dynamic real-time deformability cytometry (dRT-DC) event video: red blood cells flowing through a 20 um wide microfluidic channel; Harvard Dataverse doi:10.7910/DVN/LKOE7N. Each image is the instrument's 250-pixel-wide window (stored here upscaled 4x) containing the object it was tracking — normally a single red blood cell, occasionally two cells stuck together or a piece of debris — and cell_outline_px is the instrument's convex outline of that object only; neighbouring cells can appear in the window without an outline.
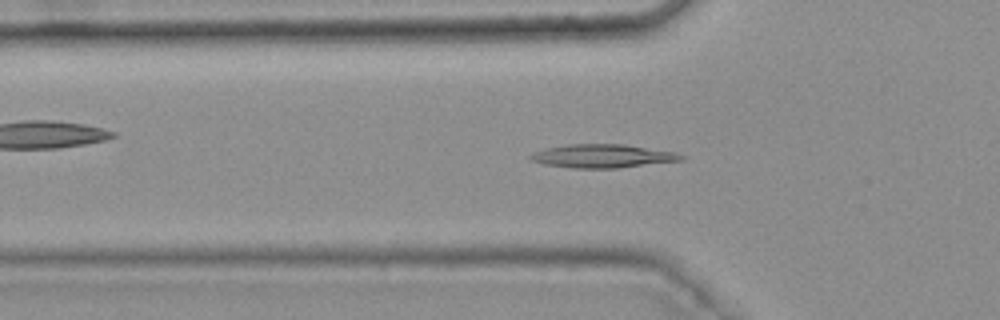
{"species": "common noctule bat (a hibernating species)", "species_latin": "Nyctalus noctula", "temperature_condition": "warm", "stored_images_in_passage": 31, "camera_frame_rate_fps": 3000, "um_per_image_px": 0.085, "animal": {"sex": "female", "body_mass_g": 25.1}, "frame": {"image": 1, "passage_image": 5, "time_ms": 1.333, "image_size_px": [1000, 320], "cell_outline_px": [[684, 160], [620, 168], [572, 168], [544, 164], [532, 160], [528, 156], [532, 152], [544, 148], [568, 144], [624, 144], [676, 152], [684, 156]], "centroid_in_image_um": [51.22, 13.26], "position_along_channel_um": 74.6, "area_um2": 20.75}}
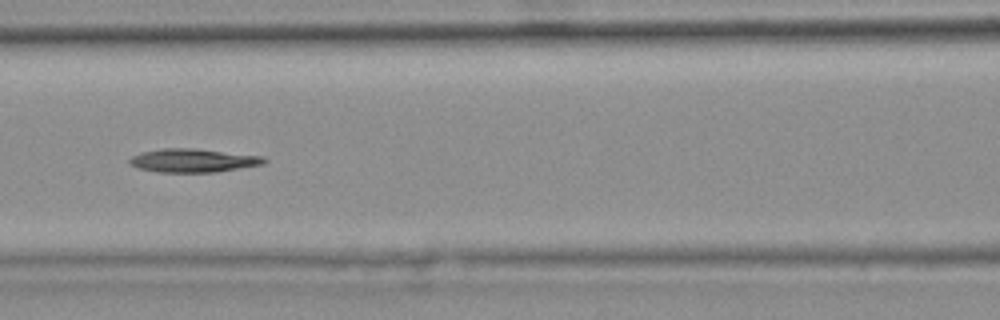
{"frame": {"image": 2, "passage_image": 11, "time_ms": 3.333, "image_size_px": [1000, 320], "cell_outline_px": [[268, 160], [264, 164], [216, 172], [160, 172], [140, 168], [128, 164], [128, 160], [132, 156], [140, 152], [164, 148], [196, 148], [264, 156]], "centroid_in_image_um": [16.43, 13.63], "position_along_channel_um": 150.2, "area_um2": 18.55}}
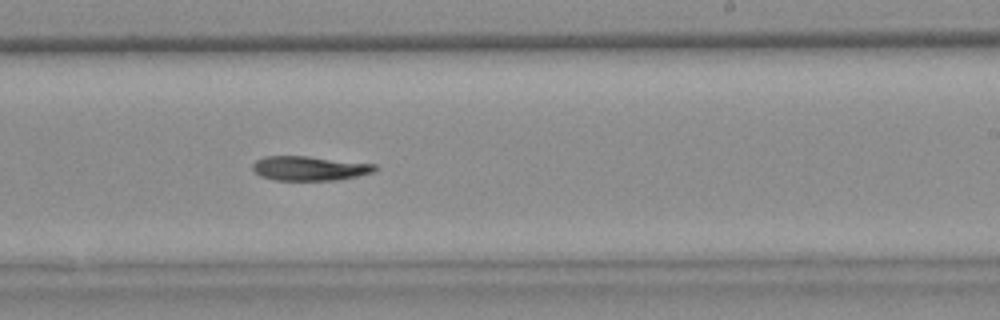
{"frame": {"image": 3, "passage_image": 20, "time_ms": 6.333, "image_size_px": [1000, 320], "cell_outline_px": [[380, 168], [376, 172], [340, 180], [276, 180], [260, 176], [252, 168], [252, 164], [256, 160], [264, 156], [308, 156], [376, 164]], "centroid_in_image_um": [26.37, 14.31], "position_along_channel_um": 262.6, "area_um2": 17.63}}